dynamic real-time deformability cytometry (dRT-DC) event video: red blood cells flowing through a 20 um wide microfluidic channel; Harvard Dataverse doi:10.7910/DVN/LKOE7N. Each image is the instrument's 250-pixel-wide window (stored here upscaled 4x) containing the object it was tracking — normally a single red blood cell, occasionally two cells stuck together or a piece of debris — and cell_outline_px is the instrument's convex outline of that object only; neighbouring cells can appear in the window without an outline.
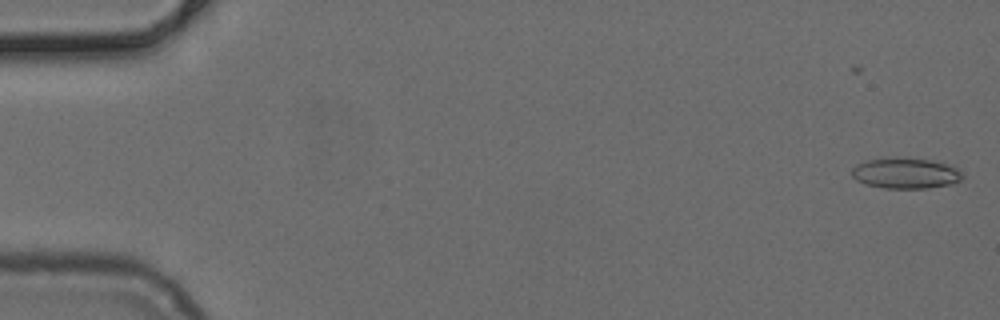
{"species": "common noctule bat (a hibernating species)", "species_latin": "Nyctalus noctula", "temperature_condition": "cold", "stored_images_in_passage": 52, "camera_frame_rate_fps": 3000, "um_per_image_px": 0.085, "animal": {"sex": "female", "body_mass_g": 24.6, "forearm_length_mm": 56.2}, "frame": {"image": 1, "passage_image": 1, "time_ms": 0.0, "image_size_px": [1000, 320], "cell_outline_px": [[964, 176], [960, 180], [952, 184], [928, 188], [884, 188], [864, 184], [856, 180], [852, 176], [852, 168], [856, 164], [868, 160], [928, 160], [944, 164], [956, 168], [964, 172]], "centroid_in_image_um": [76.99, 14.78], "position_along_channel_um": 8.0, "area_um2": 19.07}}
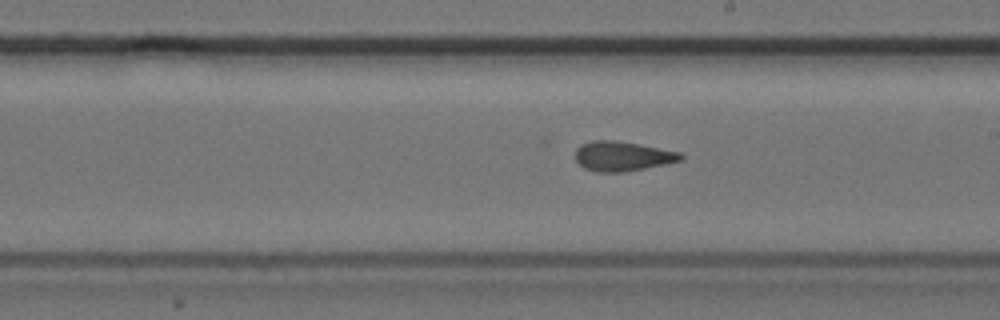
{"frame": {"image": 2, "passage_image": 29, "time_ms": 9.333, "image_size_px": [1000, 320], "cell_outline_px": [[684, 156], [680, 160], [664, 164], [644, 168], [620, 172], [596, 172], [584, 168], [576, 160], [576, 148], [580, 144], [592, 140], [612, 140], [640, 144], [680, 152]], "centroid_in_image_um": [52.87, 13.26], "position_along_channel_um": 236.1, "area_um2": 18.09}}
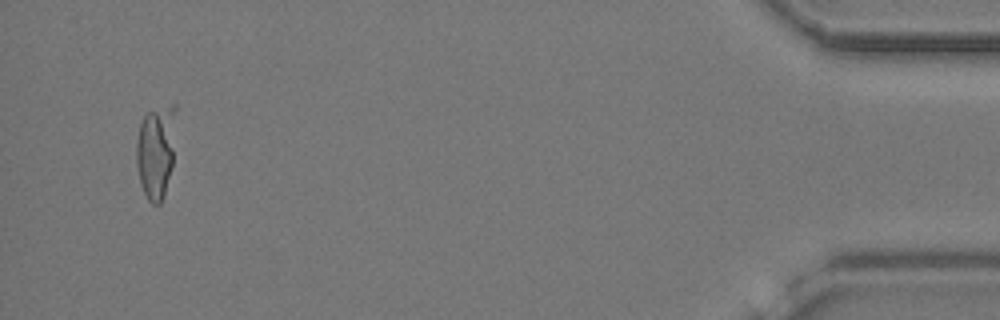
{"frame": {"image": 3, "passage_image": 49, "time_ms": 16.0, "image_size_px": [1000, 320], "cell_outline_px": [[176, 108], [172, 168], [164, 196], [160, 204], [152, 204], [148, 200], [140, 184], [136, 164], [136, 140], [140, 124], [144, 116], [148, 112], [172, 104], [176, 104]], "centroid_in_image_um": [13.25, 12.89], "position_along_channel_um": 422.0, "area_um2": 21.73}}